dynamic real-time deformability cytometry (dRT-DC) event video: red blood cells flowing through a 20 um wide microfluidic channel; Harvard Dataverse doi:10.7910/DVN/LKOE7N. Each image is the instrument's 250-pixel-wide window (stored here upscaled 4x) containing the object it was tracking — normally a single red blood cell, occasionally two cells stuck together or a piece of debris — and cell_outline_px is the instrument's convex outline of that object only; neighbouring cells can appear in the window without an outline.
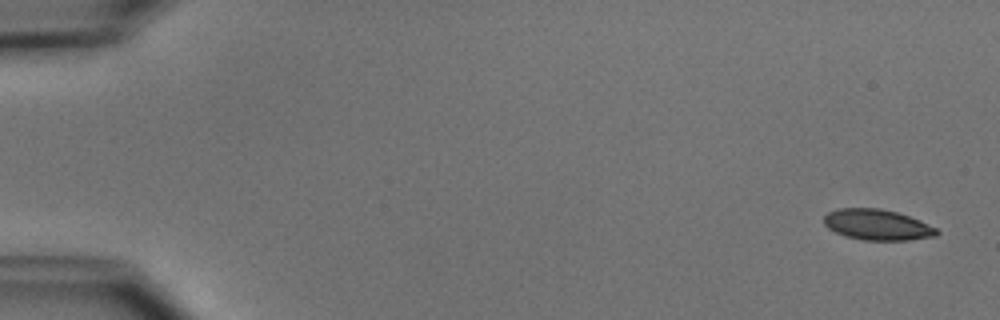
{"species": "common noctule bat (a hibernating species)", "species_latin": "Nyctalus noctula", "temperature_condition": "cold", "stored_images_in_passage": 5, "camera_frame_rate_fps": 3000, "um_per_image_px": 0.085, "animal": {"sex": "male", "body_mass_g": 15.6}, "frame": {"image": 1, "passage_image": 1, "time_ms": 0.0, "image_size_px": [1000, 320], "cell_outline_px": [[940, 232], [936, 236], [908, 240], [860, 240], [844, 236], [828, 228], [824, 224], [824, 216], [828, 212], [836, 208], [880, 208], [896, 212], [920, 220], [936, 228]], "centroid_in_image_um": [74.55, 19.1], "position_along_channel_um": 10.5, "area_um2": 20.29}}
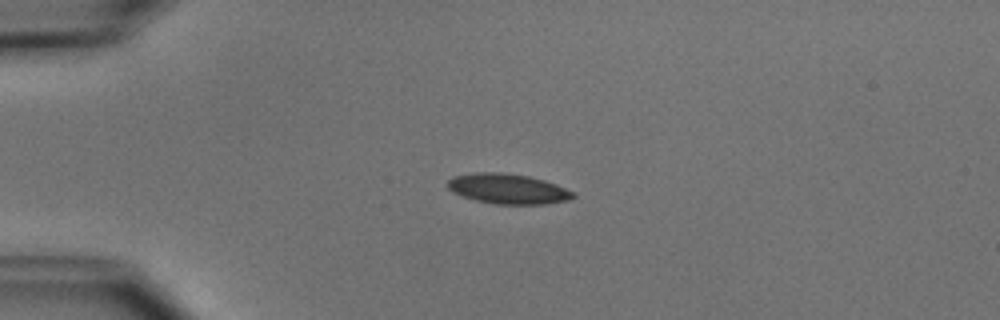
{"frame": {"image": 2, "passage_image": 4, "time_ms": 3.667, "image_size_px": [1000, 320], "cell_outline_px": [[576, 196], [568, 200], [544, 204], [496, 204], [476, 200], [452, 192], [448, 188], [448, 180], [452, 176], [472, 172], [500, 172], [528, 176], [544, 180], [556, 184], [572, 192]], "centroid_in_image_um": [43.14, 16.04], "position_along_channel_um": 41.9, "area_um2": 21.91}}